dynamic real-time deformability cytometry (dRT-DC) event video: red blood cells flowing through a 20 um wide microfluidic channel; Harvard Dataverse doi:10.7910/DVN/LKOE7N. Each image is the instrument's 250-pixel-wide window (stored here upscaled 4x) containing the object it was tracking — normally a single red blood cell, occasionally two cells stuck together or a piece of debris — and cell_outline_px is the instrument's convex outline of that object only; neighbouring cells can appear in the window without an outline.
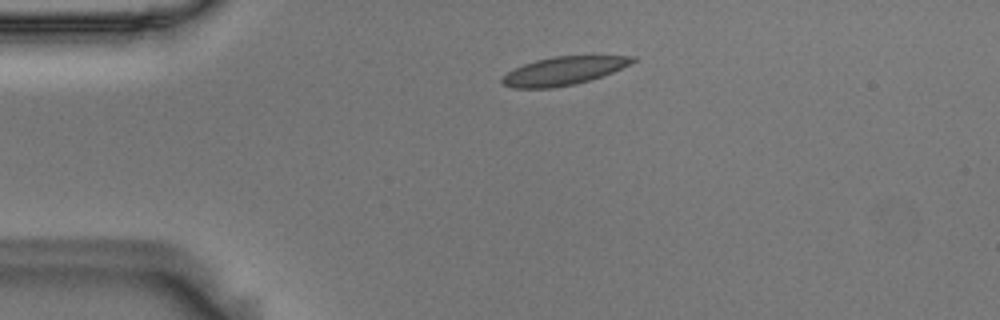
{"species": "Egyptian fruit bat (a non-hibernating species)", "species_latin": "Rousettus aegyptiacus", "temperature_condition": "room temperature", "stored_images_in_passage": 45, "camera_frame_rate_fps": 3000, "um_per_image_px": 0.085, "animal": {"sex": "male"}, "frame": {"image": 1, "passage_image": 2, "time_ms": 0.333, "image_size_px": [1000, 320], "cell_outline_px": [[636, 60], [612, 72], [592, 80], [576, 84], [552, 88], [512, 88], [504, 84], [500, 80], [500, 76], [524, 64], [536, 60], [552, 56], [636, 56]], "centroid_in_image_um": [47.86, 6.03], "position_along_channel_um": 37.1, "area_um2": 21.39}}
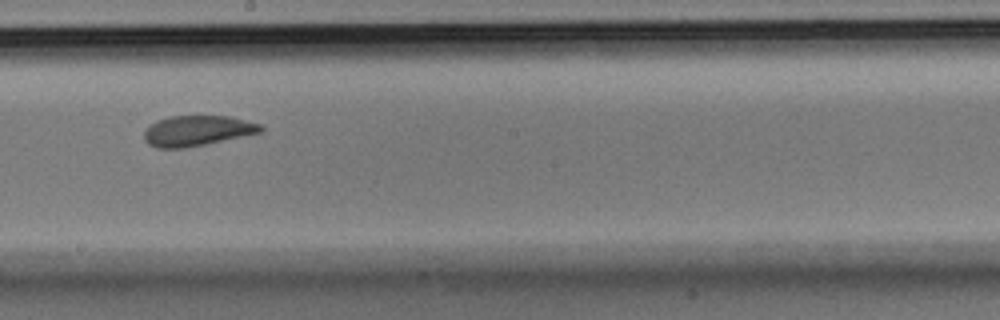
{"frame": {"image": 2, "passage_image": 21, "time_ms": 6.667, "image_size_px": [1000, 320], "cell_outline_px": [[264, 128], [260, 132], [204, 144], [184, 148], [156, 148], [148, 144], [144, 140], [144, 128], [156, 120], [172, 116], [228, 116], [260, 124]], "centroid_in_image_um": [16.68, 11.11], "position_along_channel_um": 231.5, "area_um2": 20.46}}
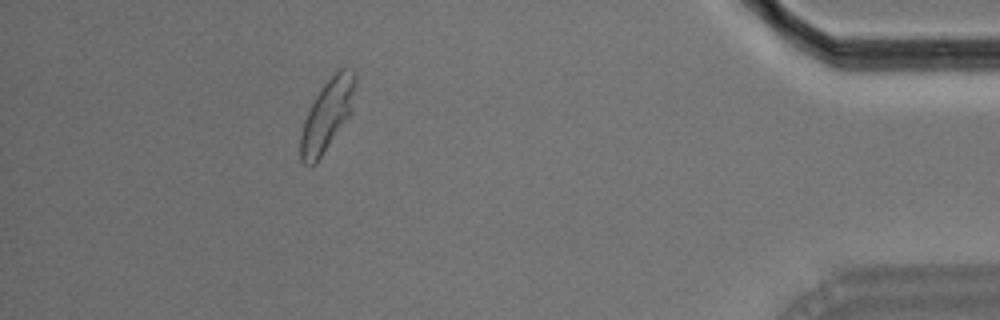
{"frame": {"image": 3, "passage_image": 40, "time_ms": 13.0, "image_size_px": [1000, 320], "cell_outline_px": [[356, 84], [348, 116], [316, 164], [304, 164], [300, 160], [300, 136], [304, 120], [316, 96], [324, 84], [340, 68], [344, 68], [356, 72]], "centroid_in_image_um": [27.78, 9.79], "position_along_channel_um": 407.4, "area_um2": 21.96}, "authors_computed_cell_mechanics": {"area_um2": 21.5016, "velocity_mm_per_s": 3.5957, "shape_relaxation_time_tau1_ms": 7.7765, "shape_relaxation_time_tau2_ms": 1.4882, "deformation_change_tau1": 0.1587, "deformation_change_tau2": 0.0548}}